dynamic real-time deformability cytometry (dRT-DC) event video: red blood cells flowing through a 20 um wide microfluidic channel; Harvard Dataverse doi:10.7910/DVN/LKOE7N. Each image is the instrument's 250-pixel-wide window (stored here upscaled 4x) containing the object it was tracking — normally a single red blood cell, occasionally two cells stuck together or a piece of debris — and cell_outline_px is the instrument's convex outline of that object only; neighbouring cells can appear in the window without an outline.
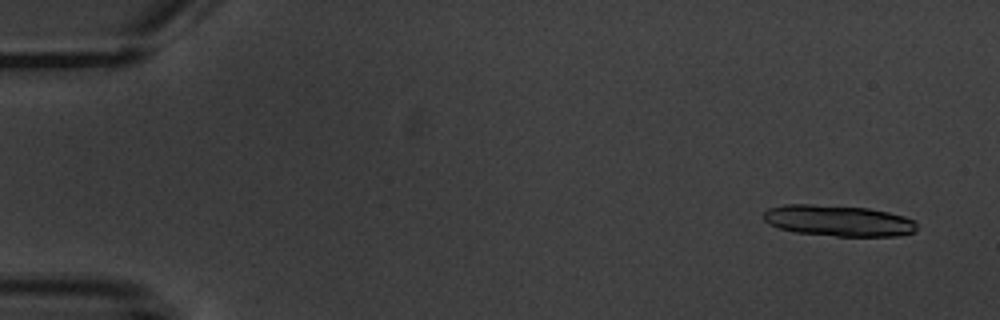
{"species": "common noctule bat (a hibernating species)", "species_latin": "Nyctalus noctula", "temperature_condition": "warm", "stored_images_in_passage": 4, "camera_frame_rate_fps": 3000, "um_per_image_px": 0.085, "animal": {"sex": "male", "body_mass_g": 20.1, "forearm_length_mm": 53.5}, "frame": {"image": 1, "passage_image": 1, "time_ms": 0.0, "image_size_px": [1000, 320], "cell_outline_px": [[916, 232], [896, 236], [836, 236], [796, 232], [780, 228], [768, 224], [764, 220], [764, 212], [768, 208], [784, 204], [812, 204], [868, 208], [888, 212], [904, 216], [912, 220], [916, 224]], "centroid_in_image_um": [71.25, 18.75], "position_along_channel_um": 13.8, "area_um2": 27.74}}